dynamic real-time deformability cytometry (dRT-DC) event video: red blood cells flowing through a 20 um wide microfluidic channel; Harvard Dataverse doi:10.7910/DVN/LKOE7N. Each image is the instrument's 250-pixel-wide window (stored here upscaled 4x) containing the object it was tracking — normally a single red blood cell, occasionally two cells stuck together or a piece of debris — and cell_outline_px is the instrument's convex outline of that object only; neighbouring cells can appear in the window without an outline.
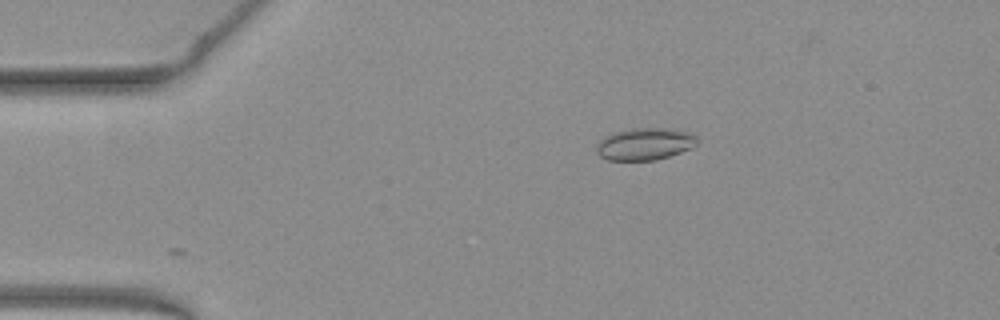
{"species": "common noctule bat (a hibernating species)", "species_latin": "Nyctalus noctula", "temperature_condition": "warm", "stored_images_in_passage": 26, "camera_frame_rate_fps": 3000, "um_per_image_px": 0.085, "animal": {"sex": "female", "body_mass_g": 19.3, "forearm_length_mm": 54.1}, "frame": {"image": 1, "passage_image": 1, "time_ms": 0.0, "image_size_px": [1000, 320], "cell_outline_px": [[700, 140], [692, 148], [656, 160], [608, 160], [600, 156], [596, 152], [596, 144], [604, 136], [612, 132], [632, 128], [672, 128], [688, 132], [696, 136]], "centroid_in_image_um": [54.8, 12.22], "position_along_channel_um": 30.2, "area_um2": 19.07}}
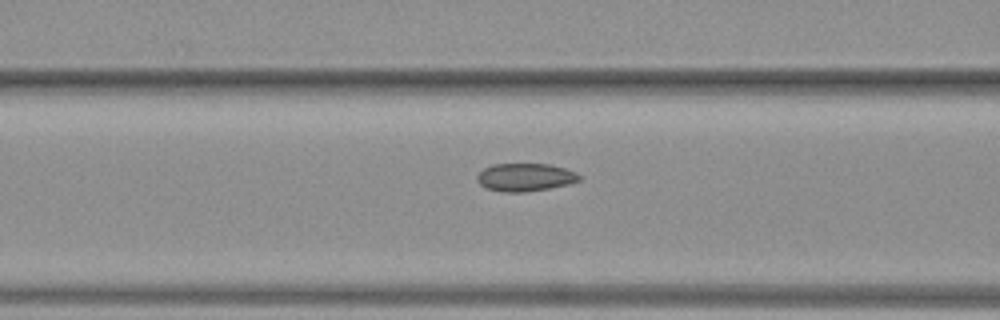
{"frame": {"image": 2, "passage_image": 12, "time_ms": 3.667, "image_size_px": [1000, 320], "cell_outline_px": [[580, 180], [568, 184], [548, 188], [524, 192], [500, 192], [488, 188], [480, 184], [476, 180], [476, 176], [484, 168], [492, 164], [548, 164], [564, 168], [576, 172], [580, 176]], "centroid_in_image_um": [44.61, 15.06], "position_along_channel_um": 122.0, "area_um2": 16.53}}
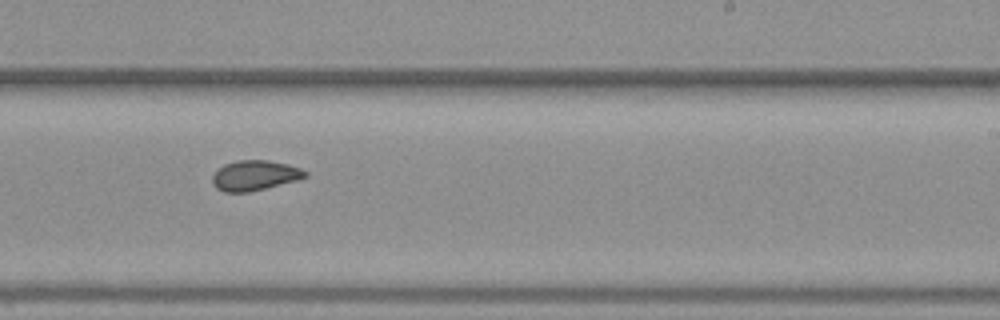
{"frame": {"image": 3, "passage_image": 23, "time_ms": 7.333, "image_size_px": [1000, 320], "cell_outline_px": [[308, 176], [296, 180], [248, 192], [224, 192], [216, 188], [212, 184], [212, 176], [224, 164], [236, 160], [268, 160], [288, 164], [300, 168], [308, 172]], "centroid_in_image_um": [21.64, 14.9], "position_along_channel_um": 267.4, "area_um2": 16.18}}